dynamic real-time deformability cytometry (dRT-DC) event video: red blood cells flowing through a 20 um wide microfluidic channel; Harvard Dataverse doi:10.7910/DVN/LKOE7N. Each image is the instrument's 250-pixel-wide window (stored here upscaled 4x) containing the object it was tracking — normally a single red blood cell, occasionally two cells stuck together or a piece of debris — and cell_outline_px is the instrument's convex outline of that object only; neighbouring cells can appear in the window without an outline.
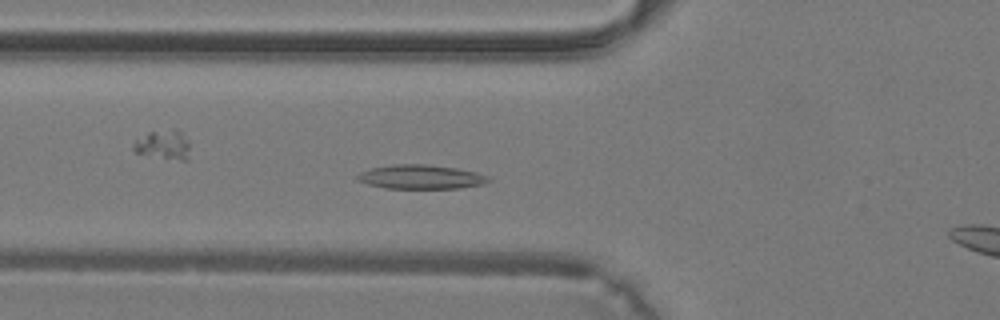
{"species": "common noctule bat (a hibernating species)", "species_latin": "Nyctalus noctula", "temperature_condition": "warm", "stored_images_in_passage": 34, "camera_frame_rate_fps": 3000, "um_per_image_px": 0.085, "animal": {"sex": "male", "body_mass_g": 19.2, "forearm_length_mm": 51.8}, "frame": {"image": 1, "passage_image": 8, "time_ms": 2.333, "image_size_px": [1000, 320], "cell_outline_px": [[492, 180], [484, 184], [460, 188], [384, 188], [368, 184], [356, 180], [356, 176], [360, 172], [372, 168], [392, 164], [424, 164], [456, 168], [476, 172], [488, 176]], "centroid_in_image_um": [35.77, 15.04], "position_along_channel_um": 90.0, "area_um2": 18.44}}
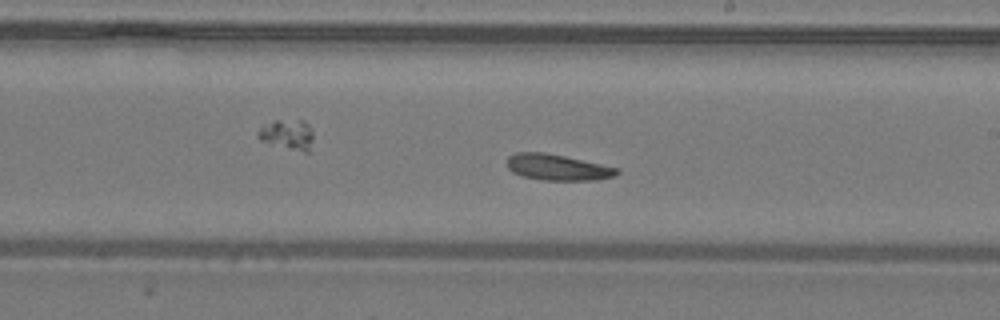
{"frame": {"image": 2, "passage_image": 17, "time_ms": 5.333, "image_size_px": [1000, 320], "cell_outline_px": [[620, 172], [616, 176], [596, 180], [544, 180], [524, 176], [512, 172], [508, 168], [508, 156], [516, 152], [544, 152], [564, 156], [620, 168]], "centroid_in_image_um": [47.43, 14.22], "position_along_channel_um": 241.6, "area_um2": 16.65}}
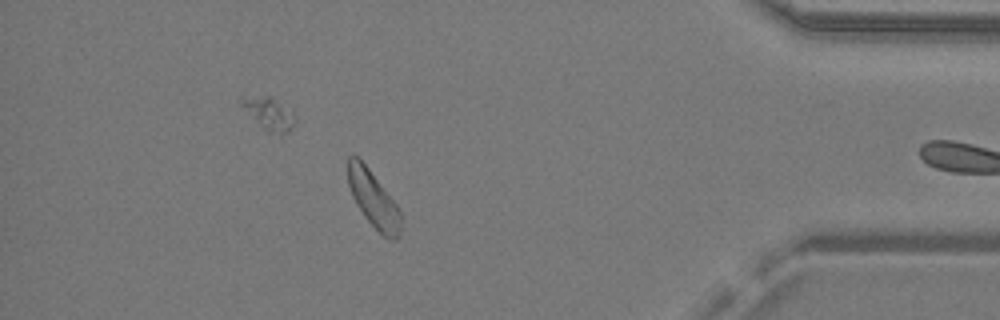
{"frame": {"image": 3, "passage_image": 29, "time_ms": 9.333, "image_size_px": [1000, 320], "cell_outline_px": [[400, 236], [396, 240], [388, 240], [364, 216], [356, 204], [352, 196], [348, 184], [348, 156], [356, 156], [368, 168], [396, 204], [400, 212]], "centroid_in_image_um": [31.73, 16.97], "position_along_channel_um": 403.5, "area_um2": 16.99}}